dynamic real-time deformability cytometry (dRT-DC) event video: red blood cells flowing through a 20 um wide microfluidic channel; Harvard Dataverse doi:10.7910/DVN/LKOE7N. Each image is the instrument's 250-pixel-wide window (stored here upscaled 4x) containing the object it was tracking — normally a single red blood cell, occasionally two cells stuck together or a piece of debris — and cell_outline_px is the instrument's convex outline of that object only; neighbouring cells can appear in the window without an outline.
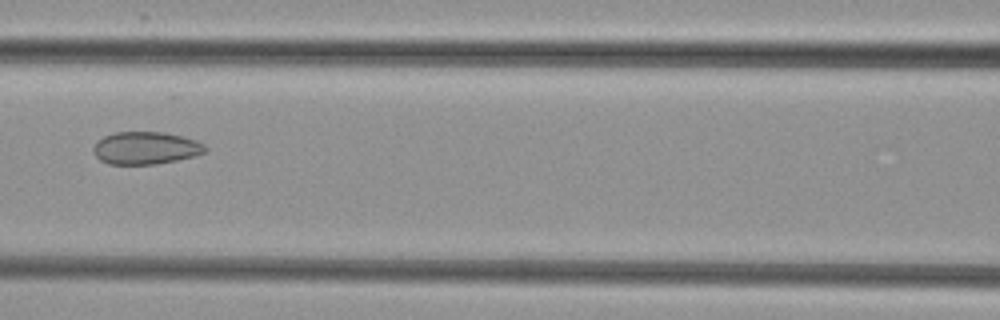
{"species": "common noctule bat (a hibernating species)", "species_latin": "Nyctalus noctula", "temperature_condition": "cold", "stored_images_in_passage": 3, "camera_frame_rate_fps": 3000, "um_per_image_px": 0.085, "animal": {"sex": "female", "body_mass_g": 29.2, "forearm_length_mm": 56.3}, "frame": {"image": 1, "passage_image": 3, "time_ms": 2.333, "image_size_px": [1000, 320], "cell_outline_px": [[208, 148], [204, 152], [196, 156], [156, 164], [108, 164], [100, 160], [92, 152], [92, 148], [96, 140], [112, 132], [164, 132], [196, 140], [204, 144]], "centroid_in_image_um": [12.35, 12.58], "position_along_channel_um": 154.3, "area_um2": 21.39}}